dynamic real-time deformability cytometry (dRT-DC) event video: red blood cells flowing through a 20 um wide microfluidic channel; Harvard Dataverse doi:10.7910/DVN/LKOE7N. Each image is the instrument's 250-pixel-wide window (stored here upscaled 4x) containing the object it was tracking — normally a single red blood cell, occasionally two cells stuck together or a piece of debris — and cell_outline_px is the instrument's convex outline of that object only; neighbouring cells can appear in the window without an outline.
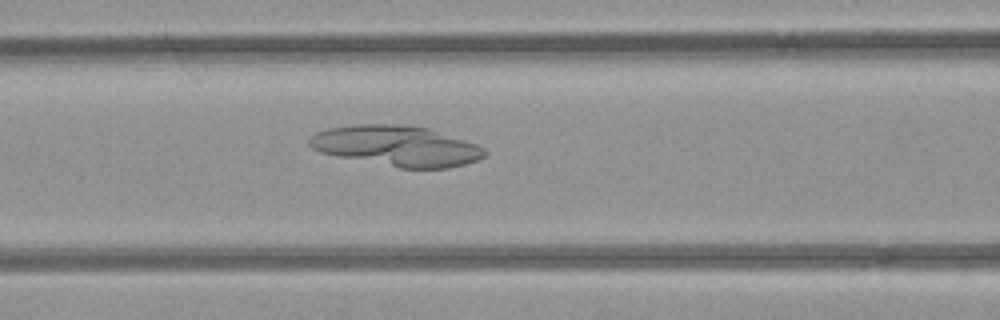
{"species": "common noctule bat (a hibernating species)", "species_latin": "Nyctalus noctula", "temperature_condition": "room temperature", "stored_images_in_passage": 30, "camera_frame_rate_fps": 3000, "um_per_image_px": 0.085, "animal": {"sex": "female", "body_mass_g": 21.9}, "frame": {"image": 1, "passage_image": 6, "time_ms": 1.667, "image_size_px": [1000, 320], "cell_outline_px": [[488, 152], [484, 156], [476, 160], [464, 164], [448, 168], [400, 168], [320, 152], [312, 148], [308, 144], [308, 140], [316, 132], [328, 128], [356, 124], [400, 124], [428, 128], [476, 144], [484, 148]], "centroid_in_image_um": [33.71, 12.4], "position_along_channel_um": 132.9, "area_um2": 40.98}}
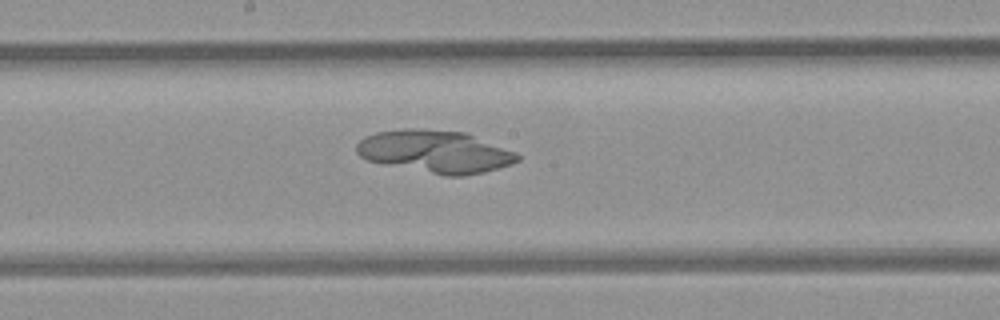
{"frame": {"image": 2, "passage_image": 12, "time_ms": 3.667, "image_size_px": [1000, 320], "cell_outline_px": [[520, 160], [512, 164], [484, 172], [464, 176], [444, 176], [384, 164], [368, 160], [360, 156], [356, 152], [356, 144], [360, 140], [376, 132], [404, 128], [416, 128], [464, 132], [516, 152], [520, 156]], "centroid_in_image_um": [36.99, 12.89], "position_along_channel_um": 211.2, "area_um2": 39.82}}
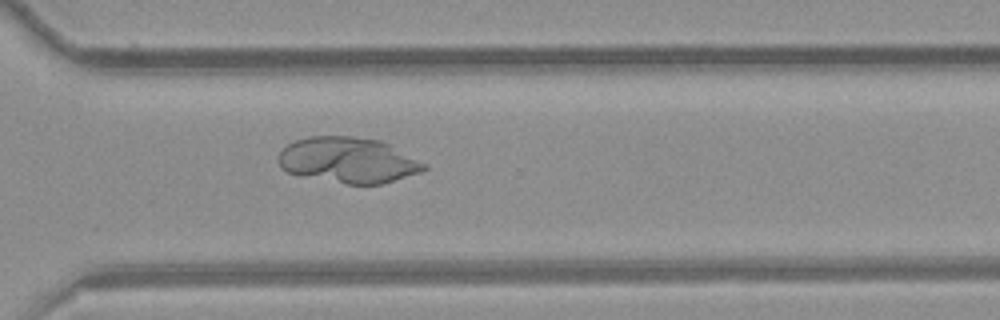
{"frame": {"image": 3, "passage_image": 22, "time_ms": 7.0, "image_size_px": [1000, 320], "cell_outline_px": [[428, 168], [420, 172], [380, 184], [348, 184], [300, 176], [288, 172], [280, 168], [280, 152], [288, 144], [296, 140], [308, 136], [352, 136], [380, 140], [428, 164]], "centroid_in_image_um": [29.6, 13.61], "position_along_channel_um": 341.0, "area_um2": 38.55}}